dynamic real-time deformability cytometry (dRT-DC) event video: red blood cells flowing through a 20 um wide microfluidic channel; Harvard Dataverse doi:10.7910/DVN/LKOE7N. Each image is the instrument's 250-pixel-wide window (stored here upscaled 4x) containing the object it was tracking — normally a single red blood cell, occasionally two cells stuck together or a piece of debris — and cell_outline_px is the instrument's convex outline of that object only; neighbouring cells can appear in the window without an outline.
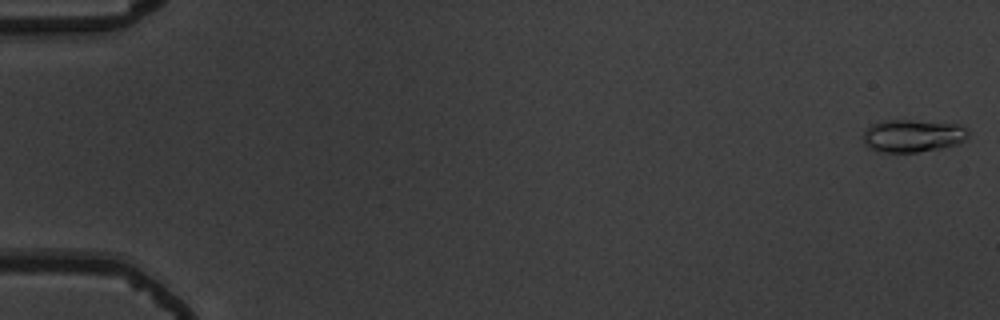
{"species": "common noctule bat (a hibernating species)", "species_latin": "Nyctalus noctula", "temperature_condition": "warm", "stored_images_in_passage": 54, "camera_frame_rate_fps": 3000, "um_per_image_px": 0.085, "animal": {"sex": "male", "body_mass_g": 19.5, "forearm_length_mm": 54.6}, "frame": {"image": 1, "passage_image": 1, "time_ms": 0.0, "image_size_px": [1000, 320], "cell_outline_px": [[968, 136], [964, 140], [956, 144], [944, 148], [916, 152], [884, 152], [868, 148], [864, 144], [864, 132], [872, 124], [884, 120], [912, 120], [960, 124], [968, 132]], "centroid_in_image_um": [77.58, 11.54], "position_along_channel_um": 7.4, "area_um2": 19.94}}
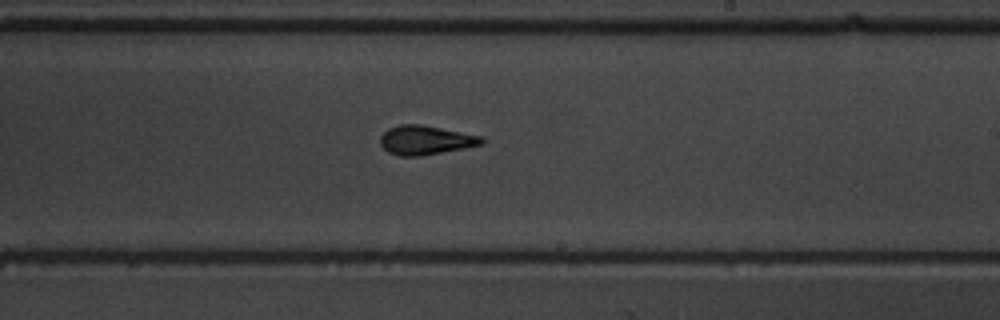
{"frame": {"image": 2, "passage_image": 33, "time_ms": 10.667, "image_size_px": [1000, 320], "cell_outline_px": [[484, 144], [464, 148], [420, 156], [400, 156], [388, 152], [380, 144], [380, 136], [388, 128], [400, 124], [420, 124], [484, 136]], "centroid_in_image_um": [36.18, 11.9], "position_along_channel_um": 252.8, "area_um2": 17.28}}
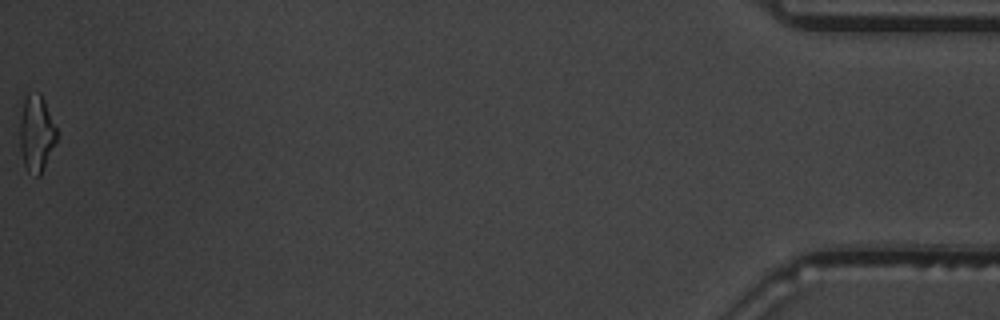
{"frame": {"image": 3, "passage_image": 54, "time_ms": 17.667, "image_size_px": [1000, 320], "cell_outline_px": [[56, 140], [44, 168], [40, 176], [36, 176], [28, 172], [24, 164], [20, 148], [20, 120], [24, 100], [28, 92], [40, 92], [44, 100], [56, 128]], "centroid_in_image_um": [3.08, 11.34], "position_along_channel_um": 432.1, "area_um2": 16.24}, "authors_computed_cell_mechanics": {"area_um2": 16.7909, "velocity_mm_per_s": 3.8649, "shape_relaxation_time_tau1_ms": 3.28, "shape_relaxation_time_tau2_ms": 2.0114, "deformation_change_tau1": 0.149, "deformation_change_tau2": 0.1004}}